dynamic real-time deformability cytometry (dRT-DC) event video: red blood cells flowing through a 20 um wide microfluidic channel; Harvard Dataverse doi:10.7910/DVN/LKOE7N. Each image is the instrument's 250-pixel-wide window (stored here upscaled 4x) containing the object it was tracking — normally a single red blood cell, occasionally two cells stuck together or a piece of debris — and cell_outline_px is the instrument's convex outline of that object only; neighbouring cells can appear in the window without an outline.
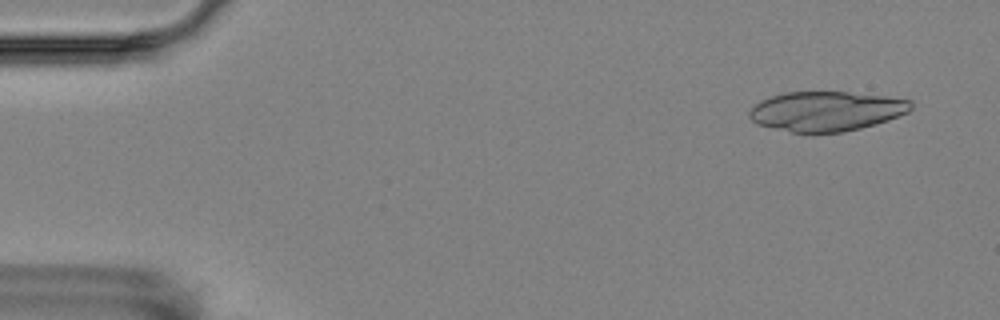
{"species": "Egyptian fruit bat (a non-hibernating species)", "species_latin": "Rousettus aegyptiacus", "temperature_condition": "room temperature", "stored_images_in_passage": 6, "camera_frame_rate_fps": 3000, "um_per_image_px": 0.085, "animal": {"sex": "female"}, "frame": {"image": 1, "passage_image": 1, "time_ms": 0.0, "image_size_px": [1000, 320], "cell_outline_px": [[912, 108], [908, 112], [888, 120], [860, 128], [844, 132], [792, 132], [756, 124], [748, 116], [748, 112], [760, 100], [784, 92], [848, 92], [884, 96], [912, 100]], "centroid_in_image_um": [70.23, 9.45], "position_along_channel_um": 14.8, "area_um2": 37.22}}